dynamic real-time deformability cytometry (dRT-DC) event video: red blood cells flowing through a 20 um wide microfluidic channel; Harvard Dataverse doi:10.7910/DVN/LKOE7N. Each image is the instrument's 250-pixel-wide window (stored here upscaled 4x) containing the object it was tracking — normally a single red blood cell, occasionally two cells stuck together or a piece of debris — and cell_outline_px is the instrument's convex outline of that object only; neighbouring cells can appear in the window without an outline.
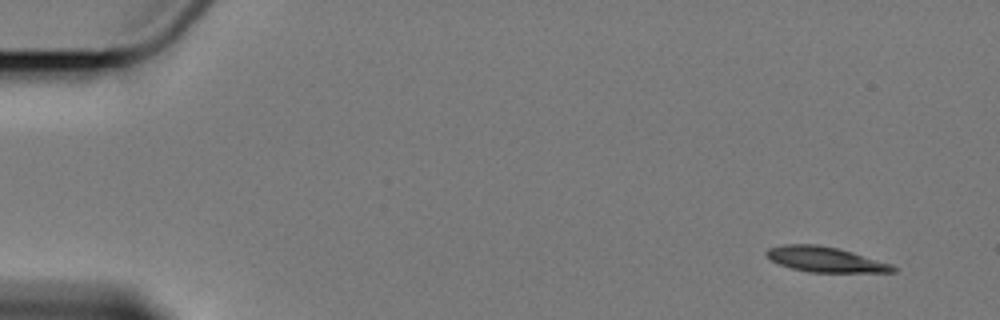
{"species": "Egyptian fruit bat (a non-hibernating species)", "species_latin": "Rousettus aegyptiacus", "temperature_condition": "cold", "stored_images_in_passage": 5, "camera_frame_rate_fps": 3000, "um_per_image_px": 0.085, "animal": {"sex": "female"}, "frame": {"image": 1, "passage_image": 1, "time_ms": 0.0, "image_size_px": [1000, 320], "cell_outline_px": [[896, 272], [808, 272], [792, 268], [780, 264], [772, 260], [764, 252], [768, 248], [784, 244], [816, 244], [836, 248], [852, 252], [892, 264], [896, 268]], "centroid_in_image_um": [70.14, 22.05], "position_along_channel_um": 14.9, "area_um2": 18.38}}
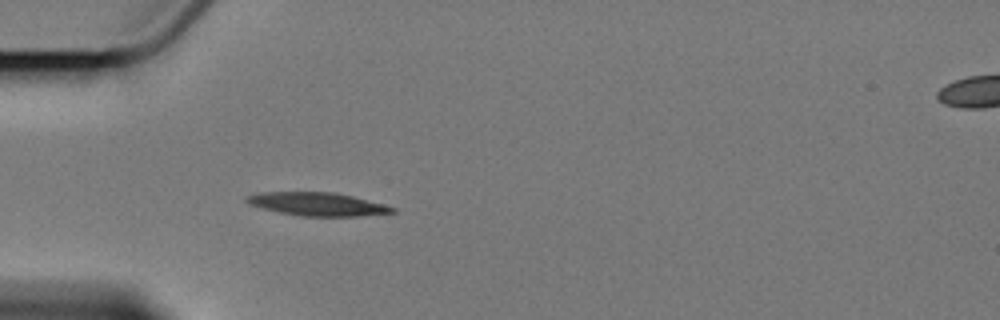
{"frame": {"image": 2, "passage_image": 5, "time_ms": 4.667, "image_size_px": [1000, 320], "cell_outline_px": [[396, 212], [360, 216], [300, 216], [280, 212], [248, 204], [244, 200], [244, 196], [260, 192], [332, 192], [352, 196], [384, 204], [396, 208]], "centroid_in_image_um": [26.96, 17.34], "position_along_channel_um": 58.0, "area_um2": 19.71}}